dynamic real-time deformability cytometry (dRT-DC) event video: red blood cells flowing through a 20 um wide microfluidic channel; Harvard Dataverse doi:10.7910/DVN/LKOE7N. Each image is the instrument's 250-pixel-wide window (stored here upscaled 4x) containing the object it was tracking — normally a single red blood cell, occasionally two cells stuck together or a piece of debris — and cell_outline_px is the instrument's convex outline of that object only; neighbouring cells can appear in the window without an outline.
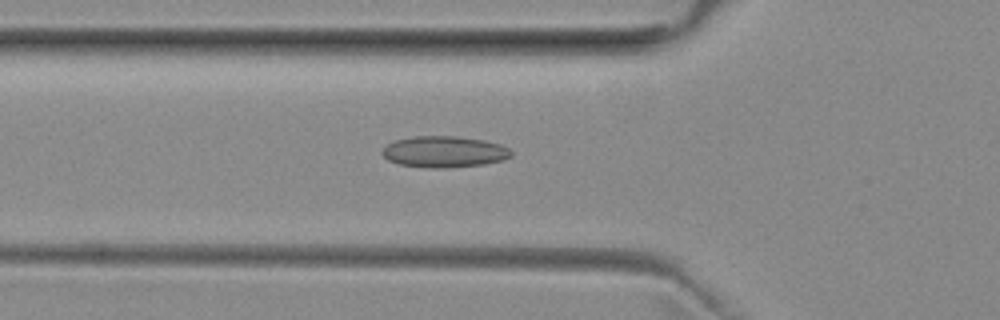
{"species": "common noctule bat (a hibernating species)", "species_latin": "Nyctalus noctula", "temperature_condition": "room temperature", "stored_images_in_passage": 43, "camera_frame_rate_fps": 3000, "um_per_image_px": 0.085, "animal": {"sex": "female", "body_mass_g": 29.2, "forearm_length_mm": 56.3}, "frame": {"image": 1, "passage_image": 13, "time_ms": 4.0, "image_size_px": [1000, 320], "cell_outline_px": [[512, 156], [504, 160], [484, 164], [444, 168], [432, 168], [400, 164], [388, 160], [380, 152], [388, 144], [396, 140], [416, 136], [456, 136], [484, 140], [500, 144], [508, 148], [512, 152]], "centroid_in_image_um": [37.78, 12.9], "position_along_channel_um": 88.0, "area_um2": 23.41}}
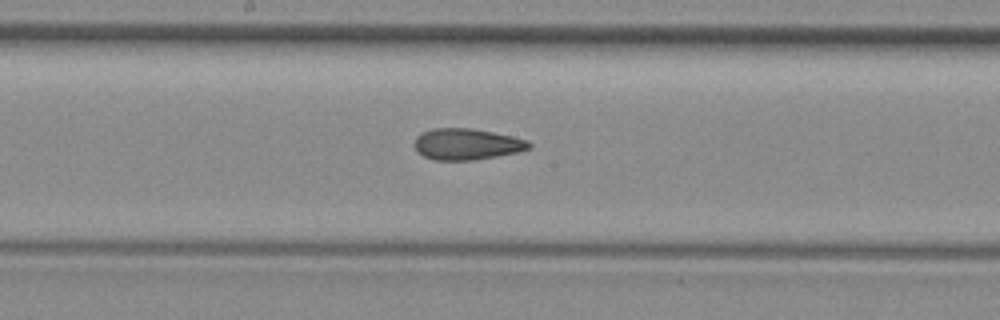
{"frame": {"image": 2, "passage_image": 22, "time_ms": 7.0, "image_size_px": [1000, 320], "cell_outline_px": [[532, 148], [516, 152], [496, 156], [472, 160], [432, 160], [416, 152], [412, 144], [416, 136], [432, 128], [472, 128], [512, 136], [528, 140], [532, 144]], "centroid_in_image_um": [39.64, 12.25], "position_along_channel_um": 208.6, "area_um2": 21.04}}
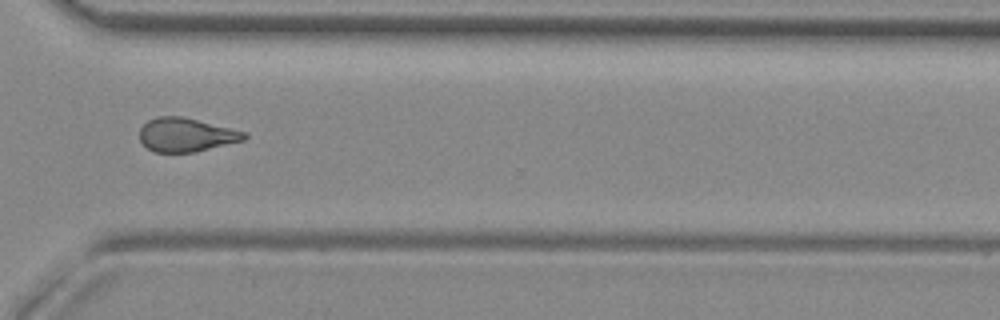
{"frame": {"image": 3, "passage_image": 33, "time_ms": 10.667, "image_size_px": [1000, 320], "cell_outline_px": [[248, 136], [244, 140], [196, 152], [156, 152], [148, 148], [140, 140], [140, 128], [148, 120], [156, 116], [184, 116], [248, 132]], "centroid_in_image_um": [15.85, 11.44], "position_along_channel_um": 354.7, "area_um2": 20.75}, "authors_computed_cell_mechanics": {"area_um2": 21.097, "velocity_mm_per_s": 3.9933, "shape_relaxation_time_tau1_ms": null, "shape_relaxation_time_tau2_ms": 2.8811, "deformation_change_tau1": null, "deformation_change_tau2": 0.1149}}